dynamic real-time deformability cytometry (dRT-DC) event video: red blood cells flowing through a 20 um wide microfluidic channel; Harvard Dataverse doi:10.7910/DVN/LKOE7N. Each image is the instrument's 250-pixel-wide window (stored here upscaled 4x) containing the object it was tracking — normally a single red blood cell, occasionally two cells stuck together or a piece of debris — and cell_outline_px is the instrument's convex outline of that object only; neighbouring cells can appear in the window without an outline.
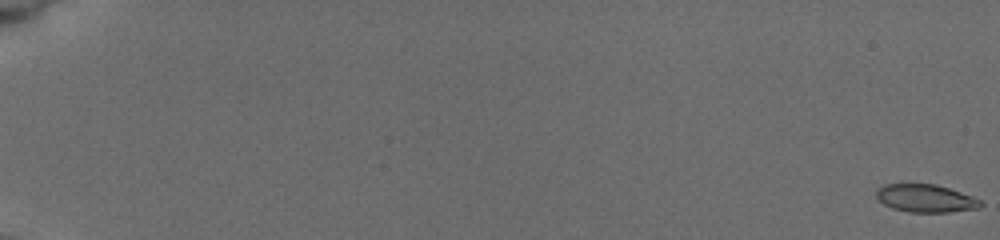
{"species": "common noctule bat (a hibernating species)", "species_latin": "Nyctalus noctula", "temperature_condition": "cold", "stored_images_in_passage": 42, "camera_frame_rate_fps": 3000, "um_per_image_px": 0.085, "animal": {"sex": "female", "body_mass_g": 19.5, "forearm_length_mm": 54.1}, "frame": {"image": 1, "passage_image": 1, "time_ms": 0.0, "image_size_px": [1000, 240], "cell_outline_px": [[984, 204], [980, 208], [948, 212], [908, 212], [892, 208], [884, 204], [876, 196], [876, 188], [884, 184], [936, 184], [972, 196], [980, 200]], "centroid_in_image_um": [78.67, 16.86], "position_along_channel_um": 6.3, "area_um2": 16.94}}
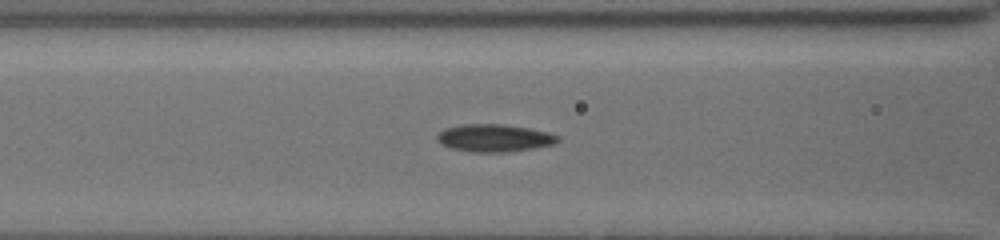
{"frame": {"image": 2, "passage_image": 25, "time_ms": 8.667, "image_size_px": [1000, 240], "cell_outline_px": [[560, 140], [556, 144], [536, 148], [508, 152], [468, 152], [448, 148], [440, 144], [436, 140], [436, 136], [444, 128], [460, 124], [504, 124], [528, 128], [548, 132], [560, 136]], "centroid_in_image_um": [42.0, 11.74], "position_along_channel_um": 124.6, "area_um2": 19.83}}
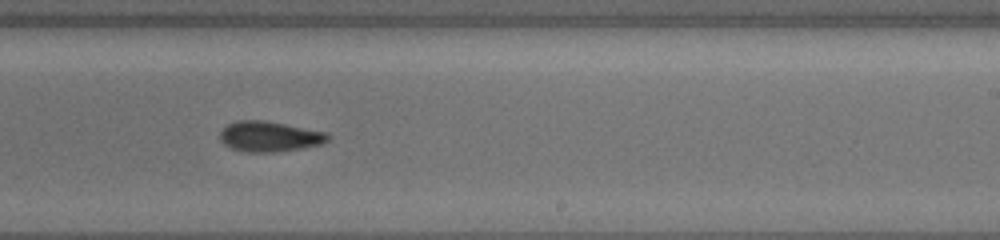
{"frame": {"image": 3, "passage_image": 36, "time_ms": 12.333, "image_size_px": [1000, 240], "cell_outline_px": [[332, 136], [324, 144], [304, 148], [276, 152], [244, 152], [232, 148], [224, 144], [220, 140], [220, 132], [228, 124], [236, 120], [264, 120], [328, 132]], "centroid_in_image_um": [22.95, 11.6], "position_along_channel_um": 266.0, "area_um2": 19.36}}